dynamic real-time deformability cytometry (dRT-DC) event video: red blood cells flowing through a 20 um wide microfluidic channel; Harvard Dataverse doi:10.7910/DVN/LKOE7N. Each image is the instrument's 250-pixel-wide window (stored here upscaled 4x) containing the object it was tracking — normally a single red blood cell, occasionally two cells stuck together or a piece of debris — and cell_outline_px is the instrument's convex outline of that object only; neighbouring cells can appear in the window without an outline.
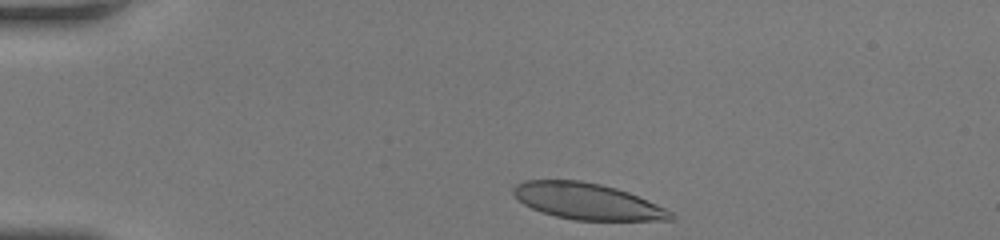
{"species": "human", "species_latin": "Homo sapiens", "temperature_condition": "room temperature", "stored_images_in_passage": 33, "camera_frame_rate_fps": 3000, "um_per_image_px": 0.085, "donor": {"sex": "female"}, "frame": {"image": 1, "passage_image": 1, "time_ms": 0.0, "image_size_px": [1000, 240], "cell_outline_px": [[676, 216], [672, 220], [576, 220], [556, 216], [532, 208], [524, 204], [512, 192], [512, 188], [516, 184], [524, 180], [580, 180], [600, 184], [616, 188], [628, 192], [656, 204], [672, 212]], "centroid_in_image_um": [49.91, 17.1], "position_along_channel_um": 35.1, "area_um2": 32.95}}
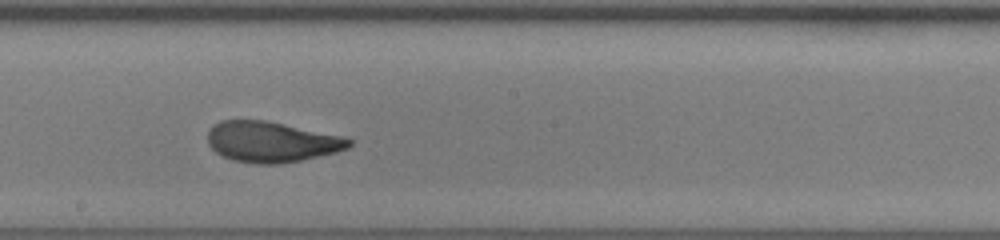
{"frame": {"image": 2, "passage_image": 19, "time_ms": 6.0, "image_size_px": [1000, 240], "cell_outline_px": [[352, 144], [348, 148], [336, 152], [300, 160], [280, 164], [256, 164], [232, 160], [216, 152], [208, 144], [208, 128], [212, 124], [220, 120], [264, 120], [344, 136], [352, 140]], "centroid_in_image_um": [23.05, 12.05], "position_along_channel_um": 225.1, "area_um2": 33.52}}
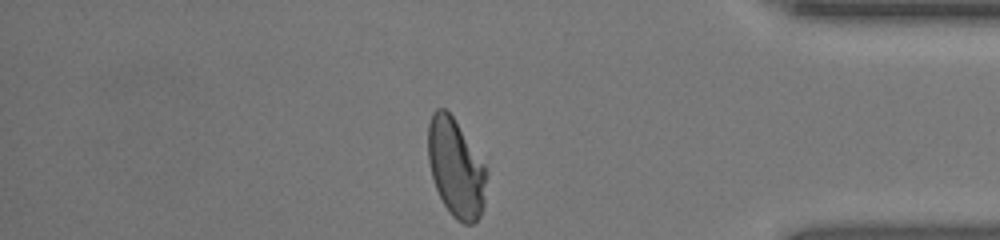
{"frame": {"image": 3, "passage_image": 33, "time_ms": 10.667, "image_size_px": [1000, 240], "cell_outline_px": [[488, 172], [484, 204], [480, 216], [472, 224], [464, 224], [456, 220], [452, 216], [444, 204], [436, 188], [432, 176], [428, 160], [428, 124], [432, 112], [436, 108], [444, 108], [452, 116], [484, 164]], "centroid_in_image_um": [38.75, 14.3], "position_along_channel_um": 396.5, "area_um2": 33.35}, "authors_computed_cell_mechanics": {"area_um2": 33.8708, "velocity_mm_per_s": 4.1813, "shape_relaxation_time_tau1_ms": 4.6098, "shape_relaxation_time_tau2_ms": 0.673, "deformation_change_tau1": 0.1818, "deformation_change_tau2": 0.059}}